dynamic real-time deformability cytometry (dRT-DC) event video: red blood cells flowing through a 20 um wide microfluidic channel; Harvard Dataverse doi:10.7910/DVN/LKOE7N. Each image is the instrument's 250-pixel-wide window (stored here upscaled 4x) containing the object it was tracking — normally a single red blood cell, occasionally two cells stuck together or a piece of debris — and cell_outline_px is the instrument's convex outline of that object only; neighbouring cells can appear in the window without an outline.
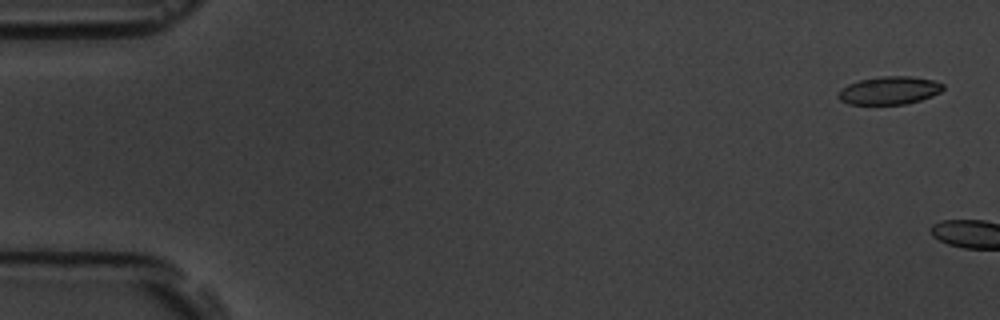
{"species": "common noctule bat (a hibernating species)", "species_latin": "Nyctalus noctula", "temperature_condition": "room temperature", "stored_images_in_passage": 6, "camera_frame_rate_fps": 3000, "um_per_image_px": 0.085, "animal": {"sex": "male", "body_mass_g": 19.5, "forearm_length_mm": 54.6}, "frame": {"image": 1, "passage_image": 1, "time_ms": 0.0, "image_size_px": [1000, 320], "cell_outline_px": [[944, 88], [940, 92], [932, 96], [920, 100], [904, 104], [848, 104], [840, 100], [836, 96], [840, 88], [848, 84], [860, 80], [884, 76], [912, 76], [932, 80], [944, 84]], "centroid_in_image_um": [75.57, 7.69], "position_along_channel_um": 9.4, "area_um2": 17.11}}
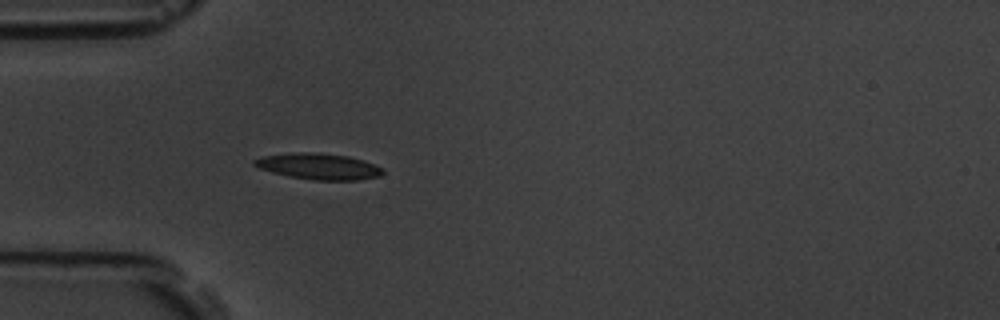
{"frame": {"image": 2, "passage_image": 6, "time_ms": 6.667, "image_size_px": [1000, 320], "cell_outline_px": [[384, 172], [380, 176], [356, 180], [312, 180], [288, 176], [272, 172], [260, 168], [252, 164], [252, 160], [264, 156], [292, 152], [320, 152], [348, 156], [364, 160], [384, 168]], "centroid_in_image_um": [27.1, 14.13], "position_along_channel_um": 57.9, "area_um2": 19.71}}